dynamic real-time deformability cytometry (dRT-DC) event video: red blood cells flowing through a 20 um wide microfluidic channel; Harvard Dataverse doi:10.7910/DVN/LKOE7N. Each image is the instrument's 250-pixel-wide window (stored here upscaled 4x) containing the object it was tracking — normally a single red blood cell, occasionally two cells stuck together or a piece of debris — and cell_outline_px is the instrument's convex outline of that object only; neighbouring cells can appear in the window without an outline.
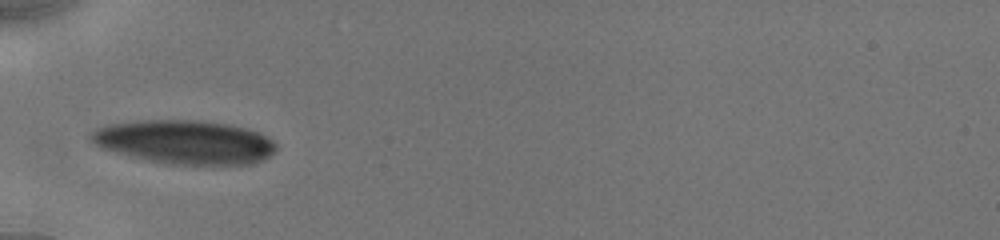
{"species": "human", "species_latin": "Homo sapiens", "temperature_condition": "cold", "stored_images_in_passage": 20, "camera_frame_rate_fps": 3000, "um_per_image_px": 0.085, "donor": {"sex": "male"}, "frame": {"image": 1, "passage_image": 1, "time_ms": 0.0, "image_size_px": [1000, 240], "cell_outline_px": [[276, 152], [264, 160], [252, 164], [164, 164], [100, 148], [88, 136], [96, 128], [108, 124], [144, 120], [200, 120], [228, 124], [248, 128], [260, 132], [272, 140], [276, 144]], "centroid_in_image_um": [15.74, 12.07], "position_along_channel_um": 69.3, "area_um2": 47.4}}
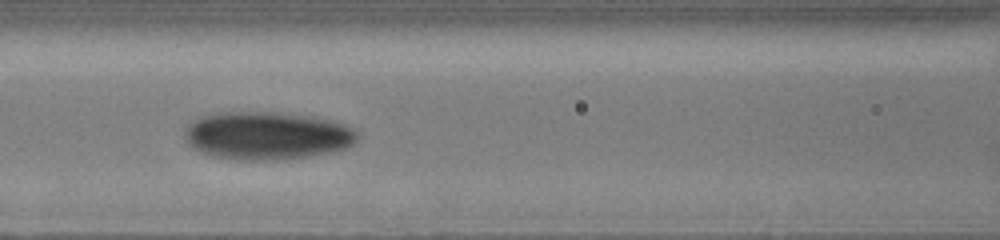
{"frame": {"image": 2, "passage_image": 13, "time_ms": 2.0, "image_size_px": [1000, 240], "cell_outline_px": [[360, 136], [352, 144], [344, 148], [332, 152], [284, 160], [236, 160], [216, 156], [200, 152], [184, 136], [188, 124], [200, 116], [216, 112], [272, 112], [316, 116], [332, 120], [344, 124], [360, 132]], "centroid_in_image_um": [22.74, 11.52], "position_along_channel_um": 143.9, "area_um2": 48.49}}
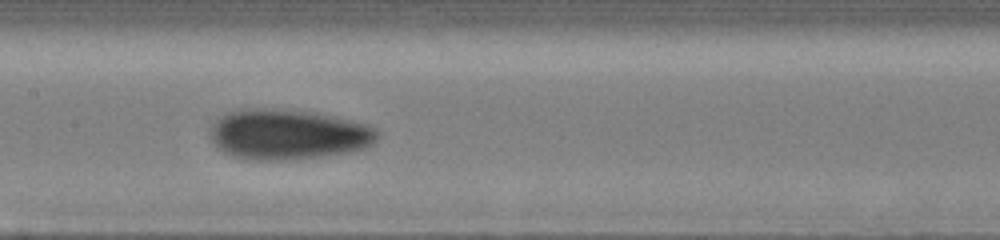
{"frame": {"image": 3, "passage_image": 19, "time_ms": 3.0, "image_size_px": [1000, 240], "cell_outline_px": [[380, 136], [372, 144], [364, 148], [348, 152], [324, 156], [292, 160], [248, 160], [232, 156], [216, 148], [208, 136], [208, 128], [220, 116], [228, 112], [240, 108], [264, 108], [312, 112], [352, 120], [368, 124], [376, 128], [380, 132]], "centroid_in_image_um": [24.44, 11.43], "position_along_channel_um": 183.0, "area_um2": 49.77}}